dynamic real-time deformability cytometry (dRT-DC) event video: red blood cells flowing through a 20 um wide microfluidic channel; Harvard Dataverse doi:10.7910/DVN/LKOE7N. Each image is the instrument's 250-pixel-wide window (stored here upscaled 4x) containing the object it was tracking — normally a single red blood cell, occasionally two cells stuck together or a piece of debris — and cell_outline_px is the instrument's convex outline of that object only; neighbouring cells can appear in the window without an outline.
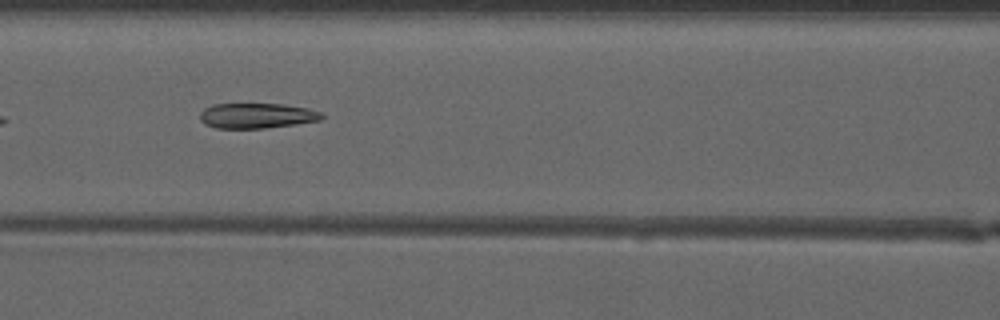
{"species": "common noctule bat (a hibernating species)", "species_latin": "Nyctalus noctula", "temperature_condition": "warm", "stored_images_in_passage": 35, "camera_frame_rate_fps": 3000, "um_per_image_px": 0.085, "animal": {"sex": "male", "forearm_length_mm": 52.5}, "frame": {"image": 1, "passage_image": 8, "time_ms": 2.333, "image_size_px": [1000, 320], "cell_outline_px": [[324, 116], [320, 120], [296, 124], [264, 128], [216, 128], [204, 124], [200, 120], [200, 112], [204, 108], [212, 104], [280, 104], [308, 108], [320, 112]], "centroid_in_image_um": [21.79, 9.83], "position_along_channel_um": 144.8, "area_um2": 17.86}}
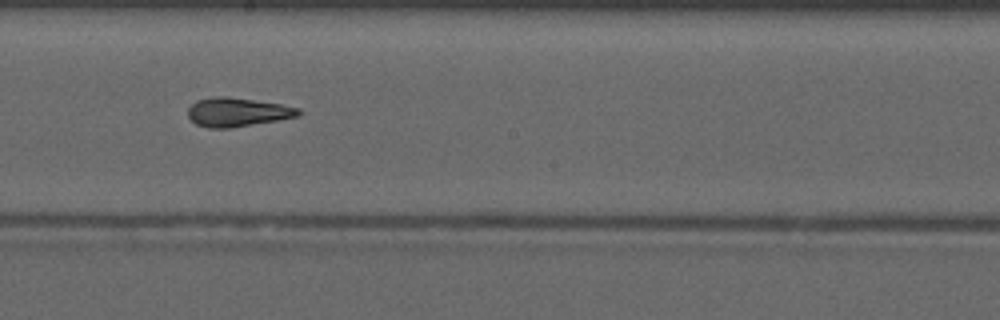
{"frame": {"image": 2, "passage_image": 14, "time_ms": 4.333, "image_size_px": [1000, 320], "cell_outline_px": [[300, 116], [228, 128], [208, 128], [196, 124], [188, 116], [188, 108], [196, 100], [216, 96], [228, 96], [280, 104], [300, 108]], "centroid_in_image_um": [20.15, 9.52], "position_along_channel_um": 228.0, "area_um2": 18.44}}
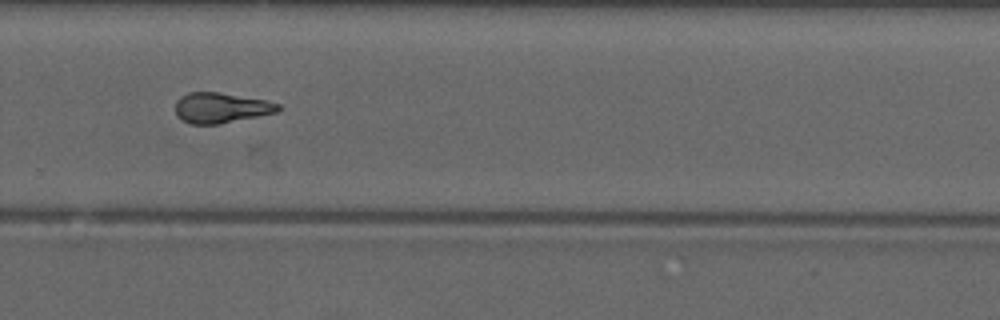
{"frame": {"image": 3, "passage_image": 20, "time_ms": 6.333, "image_size_px": [1000, 320], "cell_outline_px": [[280, 108], [276, 112], [220, 124], [192, 124], [176, 116], [176, 100], [180, 96], [188, 92], [220, 92], [264, 100], [280, 104]], "centroid_in_image_um": [18.75, 9.15], "position_along_channel_um": 311.1, "area_um2": 18.03}, "authors_computed_cell_mechanics": {"area_um2": 18.4382, "velocity_mm_per_s": 4.169, "shape_relaxation_time_tau1_ms": null, "shape_relaxation_time_tau2_ms": 1.7447, "deformation_change_tau1": null, "deformation_change_tau2": 0.086}}